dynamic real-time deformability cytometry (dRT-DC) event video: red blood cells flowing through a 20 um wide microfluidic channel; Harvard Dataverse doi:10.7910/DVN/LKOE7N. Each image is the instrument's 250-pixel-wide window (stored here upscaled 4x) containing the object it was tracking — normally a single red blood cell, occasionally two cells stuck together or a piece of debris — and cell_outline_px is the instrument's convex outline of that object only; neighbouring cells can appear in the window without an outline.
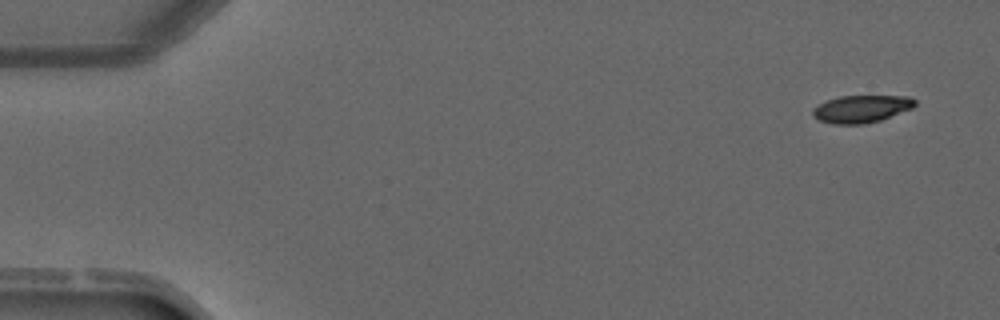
{"species": "common noctule bat (a hibernating species)", "species_latin": "Nyctalus noctula", "temperature_condition": "warm", "stored_images_in_passage": 4, "camera_frame_rate_fps": 3000, "um_per_image_px": 0.085, "animal": {"sex": "male", "forearm_length_mm": 52.5}, "frame": {"image": 1, "passage_image": 1, "time_ms": 0.0, "image_size_px": [1000, 320], "cell_outline_px": [[916, 104], [912, 108], [880, 120], [864, 124], [832, 124], [820, 120], [812, 116], [812, 108], [828, 100], [840, 96], [908, 96], [916, 100]], "centroid_in_image_um": [73.21, 9.25], "position_along_channel_um": 11.8, "area_um2": 16.24}}
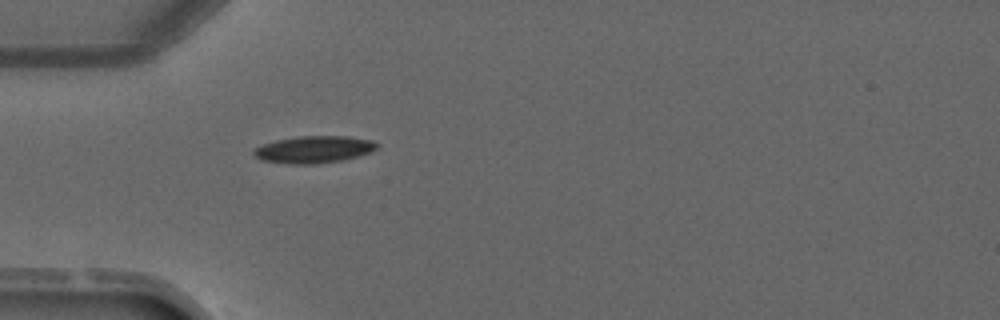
{"frame": {"image": 2, "passage_image": 4, "time_ms": 3.667, "image_size_px": [1000, 320], "cell_outline_px": [[380, 144], [376, 148], [368, 152], [344, 160], [312, 164], [288, 164], [260, 160], [252, 152], [260, 144], [276, 140], [296, 136], [348, 136], [372, 140]], "centroid_in_image_um": [26.65, 12.7], "position_along_channel_um": 58.4, "area_um2": 19.48}}